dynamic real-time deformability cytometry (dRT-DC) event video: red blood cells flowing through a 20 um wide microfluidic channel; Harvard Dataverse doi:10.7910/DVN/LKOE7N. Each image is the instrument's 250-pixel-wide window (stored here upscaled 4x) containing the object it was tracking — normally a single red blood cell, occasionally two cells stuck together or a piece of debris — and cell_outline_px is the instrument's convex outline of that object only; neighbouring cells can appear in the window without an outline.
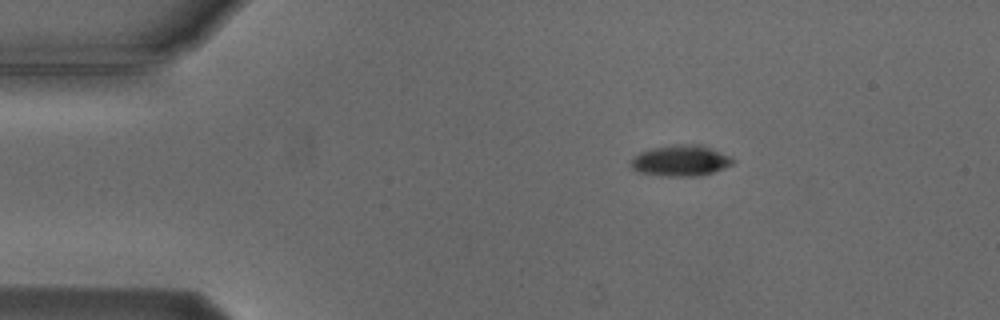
{"species": "Egyptian fruit bat (a non-hibernating species)", "species_latin": "Rousettus aegyptiacus", "temperature_condition": "cold", "stored_images_in_passage": 4, "camera_frame_rate_fps": 3000, "um_per_image_px": 0.085, "animal": {"sex": "male"}, "frame": {"image": 1, "passage_image": 2, "time_ms": 1.333, "image_size_px": [1000, 320], "cell_outline_px": [[736, 160], [732, 164], [724, 168], [712, 172], [696, 176], [668, 176], [640, 172], [632, 168], [628, 164], [628, 160], [640, 152], [652, 148], [672, 144], [700, 144], [712, 148]], "centroid_in_image_um": [57.82, 13.64], "position_along_channel_um": 27.2, "area_um2": 18.44}}
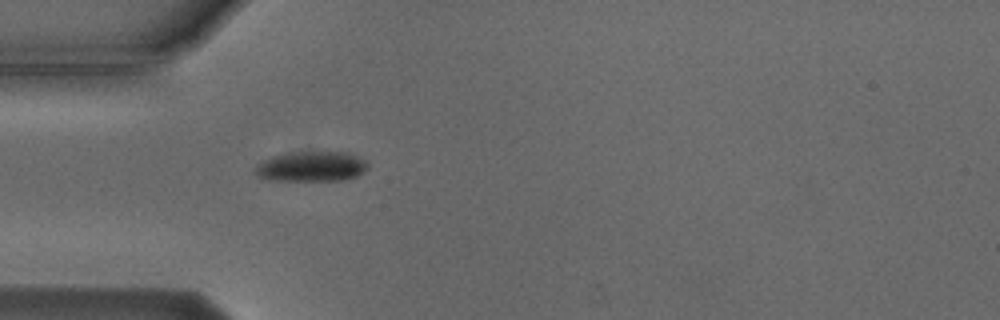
{"frame": {"image": 2, "passage_image": 4, "time_ms": 3.667, "image_size_px": [1000, 320], "cell_outline_px": [[368, 168], [356, 176], [344, 180], [268, 180], [260, 176], [256, 172], [256, 168], [264, 160], [272, 156], [296, 152], [352, 152], [364, 160], [368, 164]], "centroid_in_image_um": [26.53, 14.14], "position_along_channel_um": 58.5, "area_um2": 19.48}}